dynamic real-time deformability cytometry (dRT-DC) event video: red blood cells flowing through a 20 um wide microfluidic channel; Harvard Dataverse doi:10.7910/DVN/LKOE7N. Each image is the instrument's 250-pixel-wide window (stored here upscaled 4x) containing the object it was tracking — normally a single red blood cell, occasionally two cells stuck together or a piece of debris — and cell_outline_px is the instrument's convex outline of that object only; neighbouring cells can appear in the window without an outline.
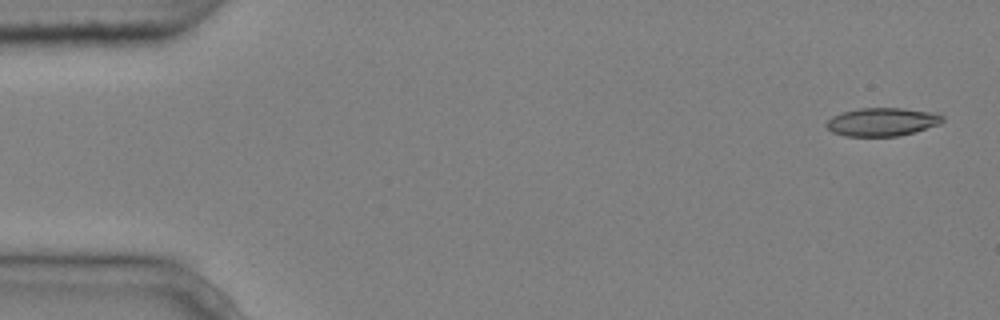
{"species": "common noctule bat (a hibernating species)", "species_latin": "Nyctalus noctula", "temperature_condition": "cold", "stored_images_in_passage": 6, "camera_frame_rate_fps": 3000, "um_per_image_px": 0.085, "animal": {"sex": "male", "body_mass_g": 20.4}, "frame": {"image": 1, "passage_image": 1, "time_ms": 0.0, "image_size_px": [1000, 320], "cell_outline_px": [[944, 120], [940, 124], [916, 132], [900, 136], [844, 136], [832, 132], [824, 124], [832, 116], [844, 112], [860, 108], [900, 108], [936, 112], [944, 116]], "centroid_in_image_um": [75.02, 10.36], "position_along_channel_um": 10.0, "area_um2": 19.31}}
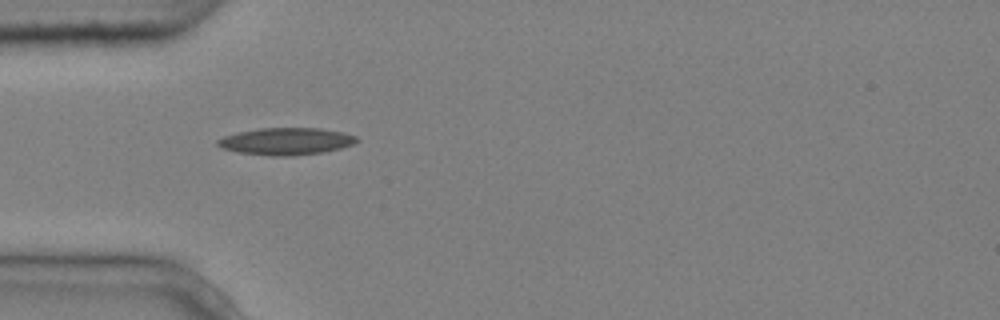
{"frame": {"image": 2, "passage_image": 5, "time_ms": 1.333, "image_size_px": [1000, 320], "cell_outline_px": [[360, 140], [352, 144], [340, 148], [320, 152], [292, 156], [272, 156], [240, 152], [220, 148], [216, 144], [216, 140], [224, 136], [236, 132], [260, 128], [320, 128], [340, 132], [356, 136]], "centroid_in_image_um": [24.27, 12.0], "position_along_channel_um": 60.7, "area_um2": 21.85}}
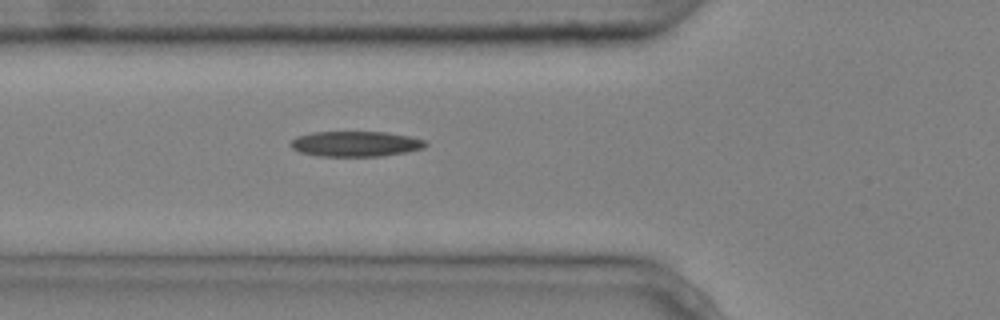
{"frame": {"image": 3, "passage_image": 6, "time_ms": 1.667, "image_size_px": [1000, 320], "cell_outline_px": [[428, 144], [424, 148], [404, 152], [380, 156], [320, 156], [300, 152], [292, 148], [288, 144], [296, 136], [312, 132], [388, 132], [412, 136], [424, 140]], "centroid_in_image_um": [30.22, 12.22], "position_along_channel_um": 95.6, "area_um2": 20.0}}